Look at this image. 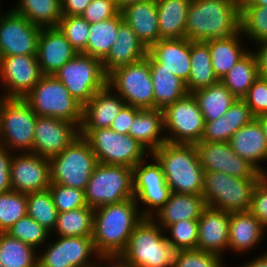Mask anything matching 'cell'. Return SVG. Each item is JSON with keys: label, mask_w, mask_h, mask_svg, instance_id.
Masks as SVG:
<instances>
[{"label": "cell", "mask_w": 267, "mask_h": 267, "mask_svg": "<svg viewBox=\"0 0 267 267\" xmlns=\"http://www.w3.org/2000/svg\"><path fill=\"white\" fill-rule=\"evenodd\" d=\"M137 204L130 198L95 208L92 239L101 258L119 257L125 250L131 233L144 218L137 212Z\"/></svg>", "instance_id": "6da1fadb"}, {"label": "cell", "mask_w": 267, "mask_h": 267, "mask_svg": "<svg viewBox=\"0 0 267 267\" xmlns=\"http://www.w3.org/2000/svg\"><path fill=\"white\" fill-rule=\"evenodd\" d=\"M240 31V6L232 0H191L185 27L190 41L227 38Z\"/></svg>", "instance_id": "7a4b0ae2"}, {"label": "cell", "mask_w": 267, "mask_h": 267, "mask_svg": "<svg viewBox=\"0 0 267 267\" xmlns=\"http://www.w3.org/2000/svg\"><path fill=\"white\" fill-rule=\"evenodd\" d=\"M151 156L160 164L171 192L202 194L205 171L195 144L165 142Z\"/></svg>", "instance_id": "3957f363"}, {"label": "cell", "mask_w": 267, "mask_h": 267, "mask_svg": "<svg viewBox=\"0 0 267 267\" xmlns=\"http://www.w3.org/2000/svg\"><path fill=\"white\" fill-rule=\"evenodd\" d=\"M154 217L143 218L129 237L119 258L134 267H173L177 249L173 247Z\"/></svg>", "instance_id": "277c9868"}, {"label": "cell", "mask_w": 267, "mask_h": 267, "mask_svg": "<svg viewBox=\"0 0 267 267\" xmlns=\"http://www.w3.org/2000/svg\"><path fill=\"white\" fill-rule=\"evenodd\" d=\"M24 100L37 116L53 117L81 126L83 106L54 75H42Z\"/></svg>", "instance_id": "5b68a950"}, {"label": "cell", "mask_w": 267, "mask_h": 267, "mask_svg": "<svg viewBox=\"0 0 267 267\" xmlns=\"http://www.w3.org/2000/svg\"><path fill=\"white\" fill-rule=\"evenodd\" d=\"M260 178H239L222 172H204L202 197L208 207L229 213L248 211Z\"/></svg>", "instance_id": "8992f818"}, {"label": "cell", "mask_w": 267, "mask_h": 267, "mask_svg": "<svg viewBox=\"0 0 267 267\" xmlns=\"http://www.w3.org/2000/svg\"><path fill=\"white\" fill-rule=\"evenodd\" d=\"M49 162L51 183L84 191L98 164L89 142L80 135L60 154L50 158Z\"/></svg>", "instance_id": "52a82bcc"}, {"label": "cell", "mask_w": 267, "mask_h": 267, "mask_svg": "<svg viewBox=\"0 0 267 267\" xmlns=\"http://www.w3.org/2000/svg\"><path fill=\"white\" fill-rule=\"evenodd\" d=\"M84 193L86 204L94 209L134 198L132 168L98 163Z\"/></svg>", "instance_id": "ba28073f"}, {"label": "cell", "mask_w": 267, "mask_h": 267, "mask_svg": "<svg viewBox=\"0 0 267 267\" xmlns=\"http://www.w3.org/2000/svg\"><path fill=\"white\" fill-rule=\"evenodd\" d=\"M36 119L37 115L24 99L2 97L0 145L13 152L19 149L21 152L33 153Z\"/></svg>", "instance_id": "9c48e42d"}, {"label": "cell", "mask_w": 267, "mask_h": 267, "mask_svg": "<svg viewBox=\"0 0 267 267\" xmlns=\"http://www.w3.org/2000/svg\"><path fill=\"white\" fill-rule=\"evenodd\" d=\"M54 76L82 106L107 85L102 61L83 53H78L66 62Z\"/></svg>", "instance_id": "30bf717a"}, {"label": "cell", "mask_w": 267, "mask_h": 267, "mask_svg": "<svg viewBox=\"0 0 267 267\" xmlns=\"http://www.w3.org/2000/svg\"><path fill=\"white\" fill-rule=\"evenodd\" d=\"M107 85L111 90L115 89L127 105L140 109H154L149 53L141 61L120 66L109 72Z\"/></svg>", "instance_id": "8fae6325"}, {"label": "cell", "mask_w": 267, "mask_h": 267, "mask_svg": "<svg viewBox=\"0 0 267 267\" xmlns=\"http://www.w3.org/2000/svg\"><path fill=\"white\" fill-rule=\"evenodd\" d=\"M85 139L89 142L98 163L124 165L133 168L145 160L148 152L130 135L114 132L110 128L92 130Z\"/></svg>", "instance_id": "7c38bea8"}, {"label": "cell", "mask_w": 267, "mask_h": 267, "mask_svg": "<svg viewBox=\"0 0 267 267\" xmlns=\"http://www.w3.org/2000/svg\"><path fill=\"white\" fill-rule=\"evenodd\" d=\"M162 111L164 129H168L172 136H166L167 142L195 144L201 141L205 122L192 93H188Z\"/></svg>", "instance_id": "4fadbf2b"}, {"label": "cell", "mask_w": 267, "mask_h": 267, "mask_svg": "<svg viewBox=\"0 0 267 267\" xmlns=\"http://www.w3.org/2000/svg\"><path fill=\"white\" fill-rule=\"evenodd\" d=\"M42 28L12 9L0 17V57L37 56Z\"/></svg>", "instance_id": "5bb4252c"}, {"label": "cell", "mask_w": 267, "mask_h": 267, "mask_svg": "<svg viewBox=\"0 0 267 267\" xmlns=\"http://www.w3.org/2000/svg\"><path fill=\"white\" fill-rule=\"evenodd\" d=\"M153 160L154 163L148 164H144L146 161L143 160L132 168L134 198L143 202L145 208L148 205L141 212L144 218H152V209L158 211L172 193L160 164L155 158Z\"/></svg>", "instance_id": "9a60e30c"}, {"label": "cell", "mask_w": 267, "mask_h": 267, "mask_svg": "<svg viewBox=\"0 0 267 267\" xmlns=\"http://www.w3.org/2000/svg\"><path fill=\"white\" fill-rule=\"evenodd\" d=\"M97 254L92 236H60L37 257L38 267H98L90 258ZM94 264V265H93Z\"/></svg>", "instance_id": "2e32d148"}, {"label": "cell", "mask_w": 267, "mask_h": 267, "mask_svg": "<svg viewBox=\"0 0 267 267\" xmlns=\"http://www.w3.org/2000/svg\"><path fill=\"white\" fill-rule=\"evenodd\" d=\"M200 164L205 172H222L239 178H261L263 176L248 161L239 157L229 142L195 143Z\"/></svg>", "instance_id": "e0dca14e"}, {"label": "cell", "mask_w": 267, "mask_h": 267, "mask_svg": "<svg viewBox=\"0 0 267 267\" xmlns=\"http://www.w3.org/2000/svg\"><path fill=\"white\" fill-rule=\"evenodd\" d=\"M41 77L37 56L0 57V79L8 90L3 98L24 99Z\"/></svg>", "instance_id": "ac0fdd59"}, {"label": "cell", "mask_w": 267, "mask_h": 267, "mask_svg": "<svg viewBox=\"0 0 267 267\" xmlns=\"http://www.w3.org/2000/svg\"><path fill=\"white\" fill-rule=\"evenodd\" d=\"M12 156L10 183L20 193L41 192L51 184L49 159L32 152Z\"/></svg>", "instance_id": "d6986e66"}, {"label": "cell", "mask_w": 267, "mask_h": 267, "mask_svg": "<svg viewBox=\"0 0 267 267\" xmlns=\"http://www.w3.org/2000/svg\"><path fill=\"white\" fill-rule=\"evenodd\" d=\"M76 126L65 120L37 116L33 153L47 159L60 154L80 135V128Z\"/></svg>", "instance_id": "ffe728a7"}, {"label": "cell", "mask_w": 267, "mask_h": 267, "mask_svg": "<svg viewBox=\"0 0 267 267\" xmlns=\"http://www.w3.org/2000/svg\"><path fill=\"white\" fill-rule=\"evenodd\" d=\"M150 69H166L187 82L191 70L190 40L160 39L149 49Z\"/></svg>", "instance_id": "44dd1931"}, {"label": "cell", "mask_w": 267, "mask_h": 267, "mask_svg": "<svg viewBox=\"0 0 267 267\" xmlns=\"http://www.w3.org/2000/svg\"><path fill=\"white\" fill-rule=\"evenodd\" d=\"M108 85L97 91L83 106L80 136L86 137L92 130L109 128L126 105L118 95H114Z\"/></svg>", "instance_id": "7402d4cb"}, {"label": "cell", "mask_w": 267, "mask_h": 267, "mask_svg": "<svg viewBox=\"0 0 267 267\" xmlns=\"http://www.w3.org/2000/svg\"><path fill=\"white\" fill-rule=\"evenodd\" d=\"M77 54L58 27L42 28L37 47V59L42 75H54Z\"/></svg>", "instance_id": "603a6c76"}, {"label": "cell", "mask_w": 267, "mask_h": 267, "mask_svg": "<svg viewBox=\"0 0 267 267\" xmlns=\"http://www.w3.org/2000/svg\"><path fill=\"white\" fill-rule=\"evenodd\" d=\"M229 222V212L207 206L198 219L197 249L221 256L228 248Z\"/></svg>", "instance_id": "cb8c5ba5"}, {"label": "cell", "mask_w": 267, "mask_h": 267, "mask_svg": "<svg viewBox=\"0 0 267 267\" xmlns=\"http://www.w3.org/2000/svg\"><path fill=\"white\" fill-rule=\"evenodd\" d=\"M229 143L239 157L266 175L265 170H262L258 164L261 160L267 159V144L262 126L257 118L233 133Z\"/></svg>", "instance_id": "d4e9b609"}, {"label": "cell", "mask_w": 267, "mask_h": 267, "mask_svg": "<svg viewBox=\"0 0 267 267\" xmlns=\"http://www.w3.org/2000/svg\"><path fill=\"white\" fill-rule=\"evenodd\" d=\"M121 14L147 49L161 39L156 0L131 4Z\"/></svg>", "instance_id": "484cf974"}, {"label": "cell", "mask_w": 267, "mask_h": 267, "mask_svg": "<svg viewBox=\"0 0 267 267\" xmlns=\"http://www.w3.org/2000/svg\"><path fill=\"white\" fill-rule=\"evenodd\" d=\"M148 49L139 40L129 25L123 21L118 28V35L107 57L102 61L106 74L120 66L143 60Z\"/></svg>", "instance_id": "4316f807"}, {"label": "cell", "mask_w": 267, "mask_h": 267, "mask_svg": "<svg viewBox=\"0 0 267 267\" xmlns=\"http://www.w3.org/2000/svg\"><path fill=\"white\" fill-rule=\"evenodd\" d=\"M255 117L243 99H237L227 112L215 121H204L201 141L229 142L233 133L250 123Z\"/></svg>", "instance_id": "83f0119b"}, {"label": "cell", "mask_w": 267, "mask_h": 267, "mask_svg": "<svg viewBox=\"0 0 267 267\" xmlns=\"http://www.w3.org/2000/svg\"><path fill=\"white\" fill-rule=\"evenodd\" d=\"M207 207L201 194L172 192L169 200L157 211L158 225L163 230L182 220H198Z\"/></svg>", "instance_id": "f1b7e54d"}, {"label": "cell", "mask_w": 267, "mask_h": 267, "mask_svg": "<svg viewBox=\"0 0 267 267\" xmlns=\"http://www.w3.org/2000/svg\"><path fill=\"white\" fill-rule=\"evenodd\" d=\"M164 130L163 111L160 109H140L128 135L139 142L150 154L167 142L166 136L161 135ZM161 135V136H160Z\"/></svg>", "instance_id": "f546056e"}, {"label": "cell", "mask_w": 267, "mask_h": 267, "mask_svg": "<svg viewBox=\"0 0 267 267\" xmlns=\"http://www.w3.org/2000/svg\"><path fill=\"white\" fill-rule=\"evenodd\" d=\"M264 230L265 227L249 211L230 213L228 248L238 252L251 249L261 241Z\"/></svg>", "instance_id": "4dcf8cb0"}, {"label": "cell", "mask_w": 267, "mask_h": 267, "mask_svg": "<svg viewBox=\"0 0 267 267\" xmlns=\"http://www.w3.org/2000/svg\"><path fill=\"white\" fill-rule=\"evenodd\" d=\"M161 39L185 38L191 0H156Z\"/></svg>", "instance_id": "1f68e13d"}, {"label": "cell", "mask_w": 267, "mask_h": 267, "mask_svg": "<svg viewBox=\"0 0 267 267\" xmlns=\"http://www.w3.org/2000/svg\"><path fill=\"white\" fill-rule=\"evenodd\" d=\"M191 70L185 83L188 93L209 87L220 80L215 75L208 45L203 41H190Z\"/></svg>", "instance_id": "d6a6232c"}, {"label": "cell", "mask_w": 267, "mask_h": 267, "mask_svg": "<svg viewBox=\"0 0 267 267\" xmlns=\"http://www.w3.org/2000/svg\"><path fill=\"white\" fill-rule=\"evenodd\" d=\"M239 35H242L241 31L227 38L204 41L208 45L212 67L219 80L248 52L240 46Z\"/></svg>", "instance_id": "836d02e7"}, {"label": "cell", "mask_w": 267, "mask_h": 267, "mask_svg": "<svg viewBox=\"0 0 267 267\" xmlns=\"http://www.w3.org/2000/svg\"><path fill=\"white\" fill-rule=\"evenodd\" d=\"M204 121H215L223 116L237 98L219 81L194 91Z\"/></svg>", "instance_id": "e575fe53"}, {"label": "cell", "mask_w": 267, "mask_h": 267, "mask_svg": "<svg viewBox=\"0 0 267 267\" xmlns=\"http://www.w3.org/2000/svg\"><path fill=\"white\" fill-rule=\"evenodd\" d=\"M123 21L120 12L117 16L108 20L90 24L89 38L83 54L103 61L114 45L118 35L119 25Z\"/></svg>", "instance_id": "d590c367"}, {"label": "cell", "mask_w": 267, "mask_h": 267, "mask_svg": "<svg viewBox=\"0 0 267 267\" xmlns=\"http://www.w3.org/2000/svg\"><path fill=\"white\" fill-rule=\"evenodd\" d=\"M251 52L248 51L220 80L237 99H242L259 77L256 56Z\"/></svg>", "instance_id": "8d00e7d4"}, {"label": "cell", "mask_w": 267, "mask_h": 267, "mask_svg": "<svg viewBox=\"0 0 267 267\" xmlns=\"http://www.w3.org/2000/svg\"><path fill=\"white\" fill-rule=\"evenodd\" d=\"M12 10L41 28L58 27L62 18L61 0H20Z\"/></svg>", "instance_id": "74e56055"}, {"label": "cell", "mask_w": 267, "mask_h": 267, "mask_svg": "<svg viewBox=\"0 0 267 267\" xmlns=\"http://www.w3.org/2000/svg\"><path fill=\"white\" fill-rule=\"evenodd\" d=\"M154 88V108L163 110L188 94L186 84L166 69H150Z\"/></svg>", "instance_id": "f35d334b"}, {"label": "cell", "mask_w": 267, "mask_h": 267, "mask_svg": "<svg viewBox=\"0 0 267 267\" xmlns=\"http://www.w3.org/2000/svg\"><path fill=\"white\" fill-rule=\"evenodd\" d=\"M35 248L6 232H0V263L2 267H38Z\"/></svg>", "instance_id": "ab89813d"}, {"label": "cell", "mask_w": 267, "mask_h": 267, "mask_svg": "<svg viewBox=\"0 0 267 267\" xmlns=\"http://www.w3.org/2000/svg\"><path fill=\"white\" fill-rule=\"evenodd\" d=\"M95 209L87 206L58 213L53 231L59 236H92Z\"/></svg>", "instance_id": "60d3db41"}, {"label": "cell", "mask_w": 267, "mask_h": 267, "mask_svg": "<svg viewBox=\"0 0 267 267\" xmlns=\"http://www.w3.org/2000/svg\"><path fill=\"white\" fill-rule=\"evenodd\" d=\"M27 215L50 233L55 228L58 211L49 189L27 194Z\"/></svg>", "instance_id": "b9f144b4"}, {"label": "cell", "mask_w": 267, "mask_h": 267, "mask_svg": "<svg viewBox=\"0 0 267 267\" xmlns=\"http://www.w3.org/2000/svg\"><path fill=\"white\" fill-rule=\"evenodd\" d=\"M240 31L256 44L267 41V6H240Z\"/></svg>", "instance_id": "7bdbcfd3"}, {"label": "cell", "mask_w": 267, "mask_h": 267, "mask_svg": "<svg viewBox=\"0 0 267 267\" xmlns=\"http://www.w3.org/2000/svg\"><path fill=\"white\" fill-rule=\"evenodd\" d=\"M27 216V194L10 190L0 193V232H6Z\"/></svg>", "instance_id": "ee69618b"}, {"label": "cell", "mask_w": 267, "mask_h": 267, "mask_svg": "<svg viewBox=\"0 0 267 267\" xmlns=\"http://www.w3.org/2000/svg\"><path fill=\"white\" fill-rule=\"evenodd\" d=\"M58 28L78 53L86 50L90 31L88 21L79 15L62 16Z\"/></svg>", "instance_id": "f6af8a7d"}, {"label": "cell", "mask_w": 267, "mask_h": 267, "mask_svg": "<svg viewBox=\"0 0 267 267\" xmlns=\"http://www.w3.org/2000/svg\"><path fill=\"white\" fill-rule=\"evenodd\" d=\"M11 237L37 249L50 236V232L28 215L19 219L7 231Z\"/></svg>", "instance_id": "bcb514c9"}, {"label": "cell", "mask_w": 267, "mask_h": 267, "mask_svg": "<svg viewBox=\"0 0 267 267\" xmlns=\"http://www.w3.org/2000/svg\"><path fill=\"white\" fill-rule=\"evenodd\" d=\"M167 241L177 250L197 249L198 220H182L169 225Z\"/></svg>", "instance_id": "7dc6e473"}, {"label": "cell", "mask_w": 267, "mask_h": 267, "mask_svg": "<svg viewBox=\"0 0 267 267\" xmlns=\"http://www.w3.org/2000/svg\"><path fill=\"white\" fill-rule=\"evenodd\" d=\"M48 189L58 213L87 206L84 190L57 183H51Z\"/></svg>", "instance_id": "c3c4849f"}, {"label": "cell", "mask_w": 267, "mask_h": 267, "mask_svg": "<svg viewBox=\"0 0 267 267\" xmlns=\"http://www.w3.org/2000/svg\"><path fill=\"white\" fill-rule=\"evenodd\" d=\"M221 259L200 249L178 250L173 267H224Z\"/></svg>", "instance_id": "681fc988"}, {"label": "cell", "mask_w": 267, "mask_h": 267, "mask_svg": "<svg viewBox=\"0 0 267 267\" xmlns=\"http://www.w3.org/2000/svg\"><path fill=\"white\" fill-rule=\"evenodd\" d=\"M242 99L255 118L267 115V78L259 76Z\"/></svg>", "instance_id": "f907efd6"}, {"label": "cell", "mask_w": 267, "mask_h": 267, "mask_svg": "<svg viewBox=\"0 0 267 267\" xmlns=\"http://www.w3.org/2000/svg\"><path fill=\"white\" fill-rule=\"evenodd\" d=\"M120 12L116 0H92L80 16L93 24L113 18Z\"/></svg>", "instance_id": "816d5d0a"}, {"label": "cell", "mask_w": 267, "mask_h": 267, "mask_svg": "<svg viewBox=\"0 0 267 267\" xmlns=\"http://www.w3.org/2000/svg\"><path fill=\"white\" fill-rule=\"evenodd\" d=\"M248 211L267 227V174L255 185Z\"/></svg>", "instance_id": "f5cc1de1"}, {"label": "cell", "mask_w": 267, "mask_h": 267, "mask_svg": "<svg viewBox=\"0 0 267 267\" xmlns=\"http://www.w3.org/2000/svg\"><path fill=\"white\" fill-rule=\"evenodd\" d=\"M139 110L140 108L126 104L121 109L120 113L115 117L109 128L114 132L128 135V129L131 127L132 121Z\"/></svg>", "instance_id": "db71d44e"}, {"label": "cell", "mask_w": 267, "mask_h": 267, "mask_svg": "<svg viewBox=\"0 0 267 267\" xmlns=\"http://www.w3.org/2000/svg\"><path fill=\"white\" fill-rule=\"evenodd\" d=\"M10 151L0 145V193L12 190L10 183V164L12 156Z\"/></svg>", "instance_id": "11a10c76"}, {"label": "cell", "mask_w": 267, "mask_h": 267, "mask_svg": "<svg viewBox=\"0 0 267 267\" xmlns=\"http://www.w3.org/2000/svg\"><path fill=\"white\" fill-rule=\"evenodd\" d=\"M92 0H61L62 16L81 15Z\"/></svg>", "instance_id": "9f6ffc18"}, {"label": "cell", "mask_w": 267, "mask_h": 267, "mask_svg": "<svg viewBox=\"0 0 267 267\" xmlns=\"http://www.w3.org/2000/svg\"><path fill=\"white\" fill-rule=\"evenodd\" d=\"M259 44L258 51L254 53L258 64V74L262 78H267V41Z\"/></svg>", "instance_id": "6f0895ef"}, {"label": "cell", "mask_w": 267, "mask_h": 267, "mask_svg": "<svg viewBox=\"0 0 267 267\" xmlns=\"http://www.w3.org/2000/svg\"><path fill=\"white\" fill-rule=\"evenodd\" d=\"M242 267H267V252Z\"/></svg>", "instance_id": "680465c9"}, {"label": "cell", "mask_w": 267, "mask_h": 267, "mask_svg": "<svg viewBox=\"0 0 267 267\" xmlns=\"http://www.w3.org/2000/svg\"><path fill=\"white\" fill-rule=\"evenodd\" d=\"M101 259H103L105 261L109 260L108 262H111L112 264L111 265L108 264V266L98 264V267H134V266H130V265L124 263L119 257H102ZM115 260H116V262H115Z\"/></svg>", "instance_id": "91938a15"}, {"label": "cell", "mask_w": 267, "mask_h": 267, "mask_svg": "<svg viewBox=\"0 0 267 267\" xmlns=\"http://www.w3.org/2000/svg\"><path fill=\"white\" fill-rule=\"evenodd\" d=\"M148 1H153V0H116L118 9L121 11L125 7L135 4V3H140V2H148Z\"/></svg>", "instance_id": "94428289"}, {"label": "cell", "mask_w": 267, "mask_h": 267, "mask_svg": "<svg viewBox=\"0 0 267 267\" xmlns=\"http://www.w3.org/2000/svg\"><path fill=\"white\" fill-rule=\"evenodd\" d=\"M257 119L259 120V122L262 126V129H263V132L265 135L266 144H267V115L259 116V117H257Z\"/></svg>", "instance_id": "6125c7cd"}, {"label": "cell", "mask_w": 267, "mask_h": 267, "mask_svg": "<svg viewBox=\"0 0 267 267\" xmlns=\"http://www.w3.org/2000/svg\"><path fill=\"white\" fill-rule=\"evenodd\" d=\"M241 6H267V0H248Z\"/></svg>", "instance_id": "be15d7a7"}, {"label": "cell", "mask_w": 267, "mask_h": 267, "mask_svg": "<svg viewBox=\"0 0 267 267\" xmlns=\"http://www.w3.org/2000/svg\"><path fill=\"white\" fill-rule=\"evenodd\" d=\"M233 2L237 3L239 6L243 5L246 3L248 0H232Z\"/></svg>", "instance_id": "e7e4bbea"}]
</instances>
